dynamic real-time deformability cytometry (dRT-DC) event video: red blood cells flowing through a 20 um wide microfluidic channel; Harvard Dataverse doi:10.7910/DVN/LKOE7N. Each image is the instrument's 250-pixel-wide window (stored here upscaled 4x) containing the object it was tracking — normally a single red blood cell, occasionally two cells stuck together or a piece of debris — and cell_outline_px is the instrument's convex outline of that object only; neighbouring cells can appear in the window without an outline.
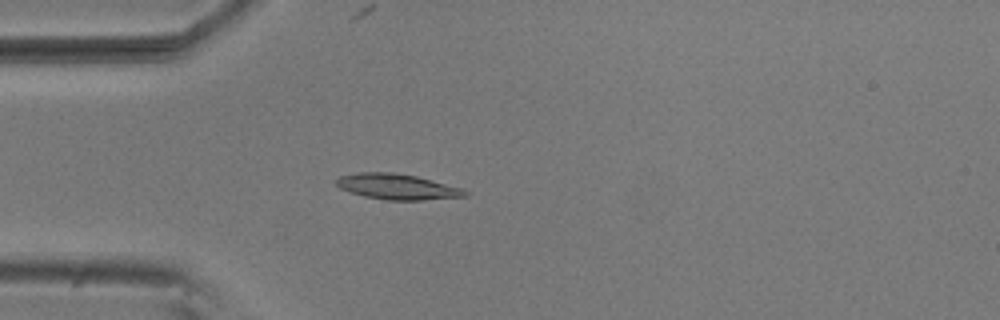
{"species": "common noctule bat (a hibernating species)", "species_latin": "Nyctalus noctula", "temperature_condition": "room temperature", "stored_images_in_passage": 48, "camera_frame_rate_fps": 3000, "um_per_image_px": 0.085, "animal": {"sex": "male", "body_mass_g": 20.5, "forearm_length_mm": 52.5}, "frame": {"image": 1, "passage_image": 9, "time_ms": 2.667, "image_size_px": [1000, 320], "cell_outline_px": [[468, 196], [424, 200], [384, 200], [364, 196], [340, 188], [336, 184], [336, 180], [340, 176], [360, 172], [396, 172], [416, 176], [464, 188], [468, 192]], "centroid_in_image_um": [33.81, 15.87], "position_along_channel_um": 51.2, "area_um2": 19.25}}
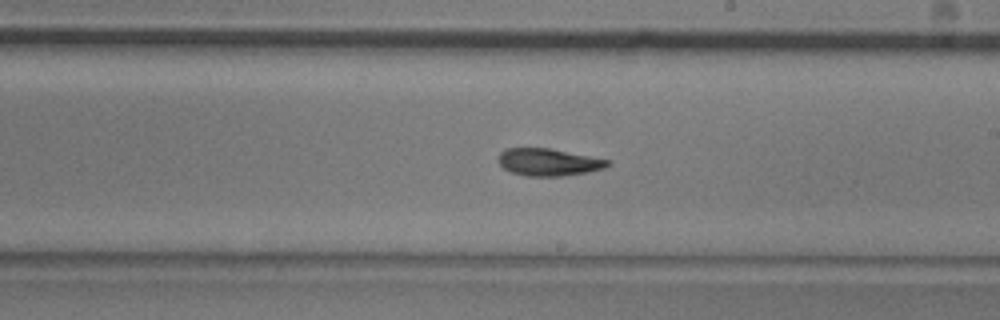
{"frame": {"image": 2, "passage_image": 25, "time_ms": 8.0, "image_size_px": [1000, 320], "cell_outline_px": [[612, 164], [604, 168], [588, 172], [564, 176], [524, 176], [512, 172], [504, 168], [500, 164], [500, 152], [508, 148], [548, 148], [612, 160]], "centroid_in_image_um": [46.68, 13.79], "position_along_channel_um": 242.3, "area_um2": 17.34}}
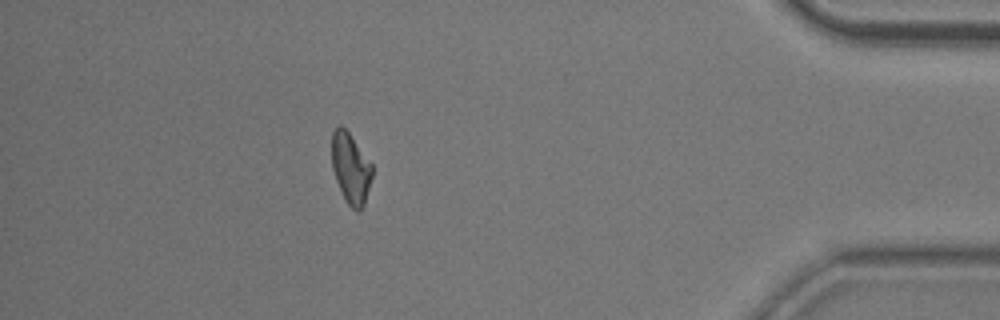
{"frame": {"image": 3, "passage_image": 42, "time_ms": 13.667, "image_size_px": [1000, 320], "cell_outline_px": [[372, 176], [364, 204], [360, 212], [356, 212], [344, 200], [336, 180], [332, 168], [332, 132], [340, 124], [348, 132], [372, 164]], "centroid_in_image_um": [29.8, 14.34], "position_along_channel_um": 405.4, "area_um2": 16.53}, "authors_computed_cell_mechanics": {"area_um2": 17.5134, "velocity_mm_per_s": 3.7315, "shape_relaxation_time_tau1_ms": 5.9107, "shape_relaxation_time_tau2_ms": 3.8945, "deformation_change_tau1": 0.1605, "deformation_change_tau2": 0.1017}}